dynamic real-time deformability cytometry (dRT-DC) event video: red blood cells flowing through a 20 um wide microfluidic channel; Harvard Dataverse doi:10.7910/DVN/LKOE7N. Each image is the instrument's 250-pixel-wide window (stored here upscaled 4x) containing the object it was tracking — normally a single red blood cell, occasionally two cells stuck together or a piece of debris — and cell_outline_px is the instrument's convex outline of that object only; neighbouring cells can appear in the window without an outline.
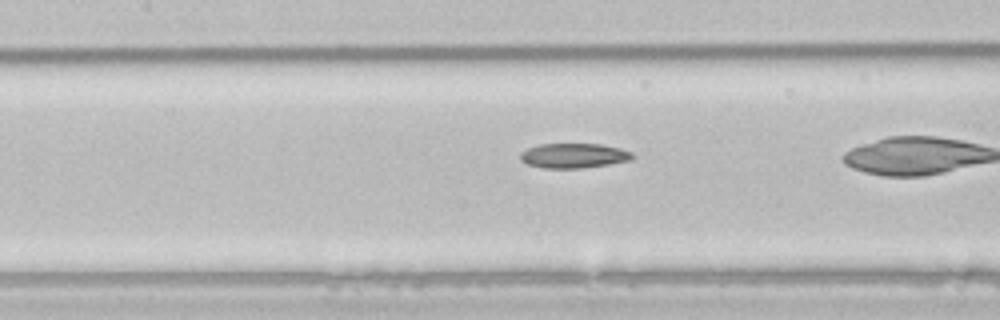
{"species": "common noctule bat (a hibernating species)", "species_latin": "Nyctalus noctula", "temperature_condition": "room temperature", "stored_images_in_passage": 38, "camera_frame_rate_fps": 3000, "um_per_image_px": 0.085, "animal": {"sex": "male", "body_mass_g": 21.5, "forearm_length_mm": 52.0}, "frame": {"image": 1, "passage_image": 21, "time_ms": 6.667, "image_size_px": [1000, 320], "cell_outline_px": [[636, 156], [632, 160], [608, 164], [580, 168], [544, 168], [528, 164], [520, 160], [520, 152], [528, 148], [540, 144], [600, 144], [620, 148], [632, 152]], "centroid_in_image_um": [48.79, 13.23], "position_along_channel_um": 158.6, "area_um2": 16.18}}
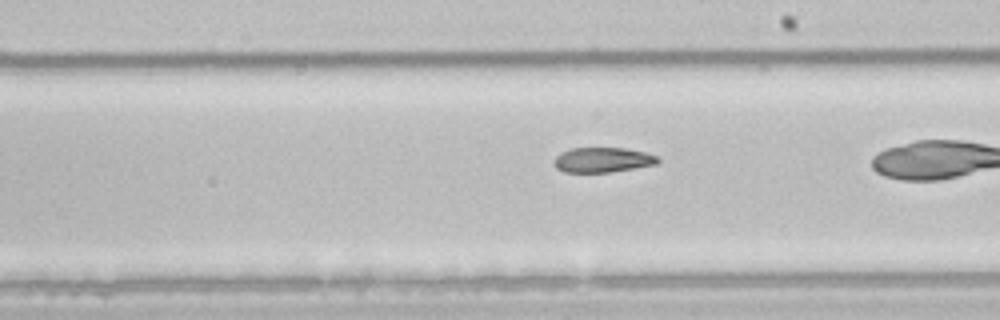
{"frame": {"image": 2, "passage_image": 27, "time_ms": 8.667, "image_size_px": [1000, 320], "cell_outline_px": [[660, 160], [656, 164], [608, 172], [564, 172], [556, 168], [552, 160], [560, 152], [572, 148], [624, 148], [644, 152], [656, 156]], "centroid_in_image_um": [51.16, 13.58], "position_along_channel_um": 237.8, "area_um2": 14.97}}
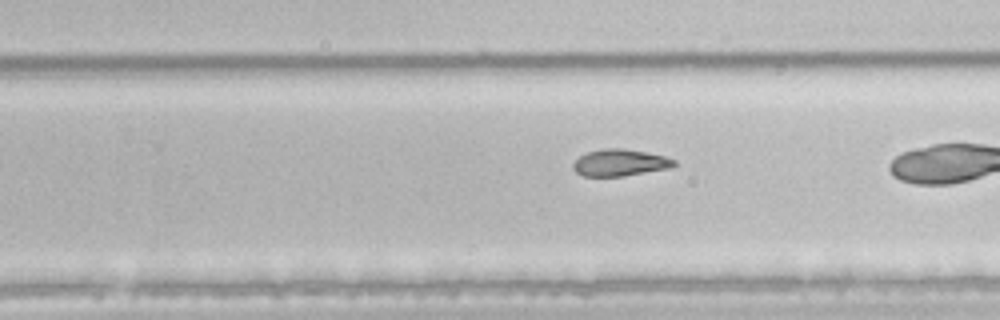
{"frame": {"image": 3, "passage_image": 30, "time_ms": 9.667, "image_size_px": [1000, 320], "cell_outline_px": [[676, 164], [672, 168], [624, 176], [584, 176], [576, 172], [572, 168], [572, 164], [580, 156], [588, 152], [604, 148], [624, 148], [664, 156], [676, 160]], "centroid_in_image_um": [52.71, 13.83], "position_along_channel_um": 277.1, "area_um2": 15.78}}